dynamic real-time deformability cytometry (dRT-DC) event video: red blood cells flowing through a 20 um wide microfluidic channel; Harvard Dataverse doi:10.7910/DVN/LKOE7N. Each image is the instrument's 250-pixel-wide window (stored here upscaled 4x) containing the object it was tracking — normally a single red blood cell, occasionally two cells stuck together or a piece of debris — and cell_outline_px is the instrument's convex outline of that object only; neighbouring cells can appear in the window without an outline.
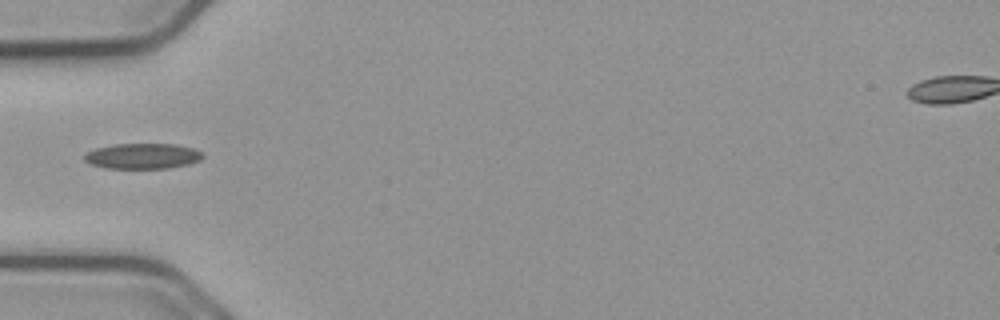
{"species": "common noctule bat (a hibernating species)", "species_latin": "Nyctalus noctula", "temperature_condition": "cold", "stored_images_in_passage": 38, "camera_frame_rate_fps": 3000, "um_per_image_px": 0.085, "animal": {"sex": "male", "body_mass_g": 23.1, "forearm_length_mm": 52.7}, "frame": {"image": 1, "passage_image": 1, "time_ms": 0.0, "image_size_px": [1000, 320], "cell_outline_px": [[204, 156], [200, 160], [188, 164], [168, 168], [108, 168], [92, 164], [84, 160], [84, 156], [88, 152], [96, 148], [116, 144], [176, 144], [192, 148], [200, 152]], "centroid_in_image_um": [12.13, 13.26], "position_along_channel_um": 72.9, "area_um2": 17.34}}
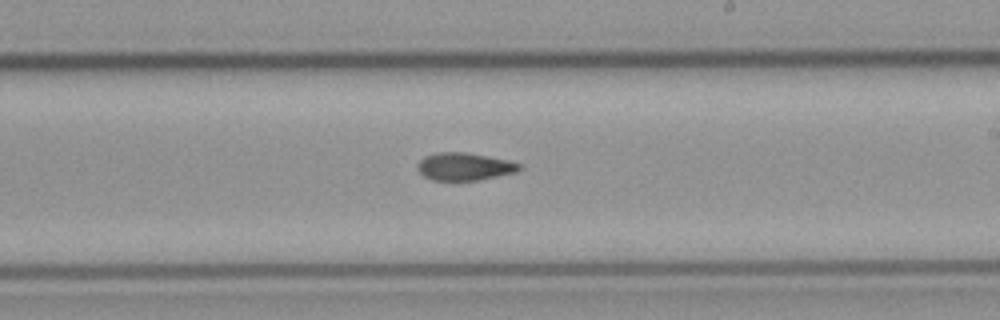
{"frame": {"image": 2, "passage_image": 15, "time_ms": 4.667, "image_size_px": [1000, 320], "cell_outline_px": [[520, 168], [516, 172], [476, 180], [432, 180], [424, 176], [416, 168], [416, 164], [424, 156], [440, 152], [464, 152], [488, 156], [508, 160], [520, 164]], "centroid_in_image_um": [39.43, 14.15], "position_along_channel_um": 249.6, "area_um2": 16.24}}
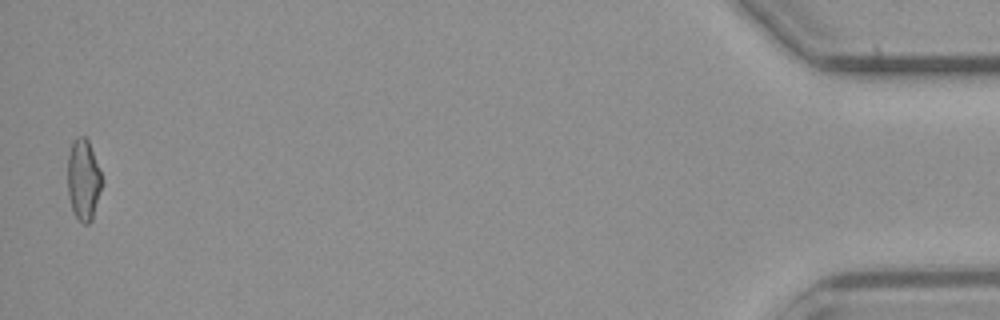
{"frame": {"image": 3, "passage_image": 37, "time_ms": 12.0, "image_size_px": [1000, 320], "cell_outline_px": [[100, 188], [92, 220], [88, 224], [84, 224], [76, 216], [72, 208], [68, 196], [68, 156], [72, 140], [76, 136], [84, 136], [88, 140], [100, 172]], "centroid_in_image_um": [7.05, 15.25], "position_along_channel_um": 428.1, "area_um2": 15.72}}